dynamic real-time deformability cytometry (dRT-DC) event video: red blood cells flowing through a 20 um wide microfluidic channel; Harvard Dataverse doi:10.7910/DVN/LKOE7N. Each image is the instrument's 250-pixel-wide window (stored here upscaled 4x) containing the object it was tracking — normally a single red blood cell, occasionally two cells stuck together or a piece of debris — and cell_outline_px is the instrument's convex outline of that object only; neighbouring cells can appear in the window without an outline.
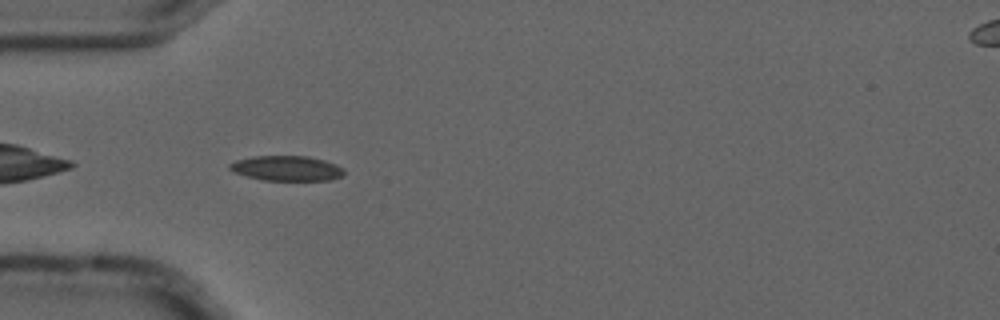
{"species": "common noctule bat (a hibernating species)", "species_latin": "Nyctalus noctula", "temperature_condition": "cold", "stored_images_in_passage": 4, "camera_frame_rate_fps": 3000, "um_per_image_px": 0.085, "animal": {"sex": "male", "forearm_length_mm": 52.5}, "frame": {"image": 1, "passage_image": 3, "time_ms": 0.667, "image_size_px": [1000, 320], "cell_outline_px": [[344, 176], [328, 180], [264, 180], [232, 172], [228, 168], [228, 164], [236, 160], [252, 156], [308, 156], [324, 160], [336, 164], [344, 168]], "centroid_in_image_um": [24.37, 14.3], "position_along_channel_um": 60.6, "area_um2": 16.76}}
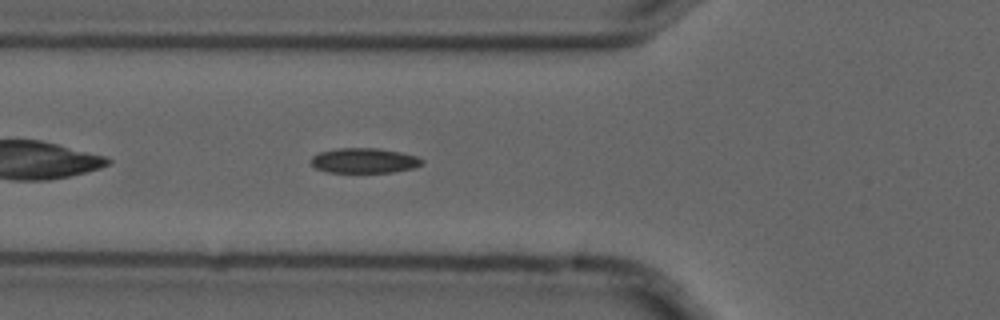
{"frame": {"image": 2, "passage_image": 4, "time_ms": 1.0, "image_size_px": [1000, 320], "cell_outline_px": [[424, 164], [412, 168], [392, 172], [328, 172], [316, 168], [308, 160], [312, 156], [320, 152], [336, 148], [380, 148], [400, 152], [416, 156], [424, 160]], "centroid_in_image_um": [30.95, 13.64], "position_along_channel_um": 94.9, "area_um2": 16.24}}